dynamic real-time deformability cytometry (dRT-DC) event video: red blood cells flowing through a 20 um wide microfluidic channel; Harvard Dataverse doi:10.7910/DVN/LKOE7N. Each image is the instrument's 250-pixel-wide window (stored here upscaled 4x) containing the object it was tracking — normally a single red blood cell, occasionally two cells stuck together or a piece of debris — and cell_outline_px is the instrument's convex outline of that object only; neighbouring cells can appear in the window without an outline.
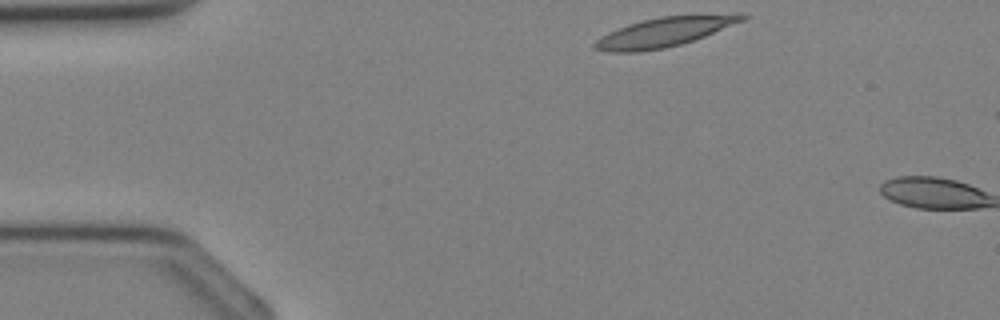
{"species": "Egyptian fruit bat (a non-hibernating species)", "species_latin": "Rousettus aegyptiacus", "temperature_condition": "cold", "stored_images_in_passage": 2, "camera_frame_rate_fps": 3000, "um_per_image_px": 0.085, "animal": {"sex": "female"}, "frame": {"image": 1, "passage_image": 1, "time_ms": 0.0, "image_size_px": [1000, 320], "cell_outline_px": [[748, 16], [744, 20], [704, 36], [680, 44], [664, 48], [640, 52], [612, 52], [596, 48], [592, 44], [600, 36], [608, 32], [628, 24], [660, 16], [732, 12], [740, 12]], "centroid_in_image_um": [56.53, 2.68], "position_along_channel_um": 28.5, "area_um2": 25.43}}